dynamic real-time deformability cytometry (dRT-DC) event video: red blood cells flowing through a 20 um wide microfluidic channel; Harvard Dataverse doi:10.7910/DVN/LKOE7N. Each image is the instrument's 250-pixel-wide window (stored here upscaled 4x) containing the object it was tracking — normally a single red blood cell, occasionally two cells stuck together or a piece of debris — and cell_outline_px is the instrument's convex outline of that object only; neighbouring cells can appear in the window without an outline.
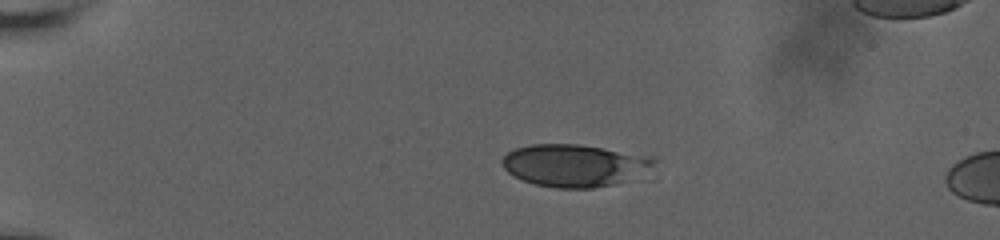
{"species": "human", "species_latin": "Homo sapiens", "temperature_condition": "room temperature", "stored_images_in_passage": 6, "camera_frame_rate_fps": 3000, "um_per_image_px": 0.085, "donor": {"sex": "male"}, "frame": {"image": 1, "passage_image": 1, "time_ms": 0.0, "image_size_px": [1000, 240], "cell_outline_px": [[660, 160], [656, 180], [592, 188], [556, 188], [532, 184], [520, 180], [508, 172], [504, 168], [500, 160], [508, 152], [516, 148], [532, 144], [580, 144], [652, 156]], "centroid_in_image_um": [49.18, 14.11], "position_along_channel_um": 35.8, "area_um2": 40.17}}